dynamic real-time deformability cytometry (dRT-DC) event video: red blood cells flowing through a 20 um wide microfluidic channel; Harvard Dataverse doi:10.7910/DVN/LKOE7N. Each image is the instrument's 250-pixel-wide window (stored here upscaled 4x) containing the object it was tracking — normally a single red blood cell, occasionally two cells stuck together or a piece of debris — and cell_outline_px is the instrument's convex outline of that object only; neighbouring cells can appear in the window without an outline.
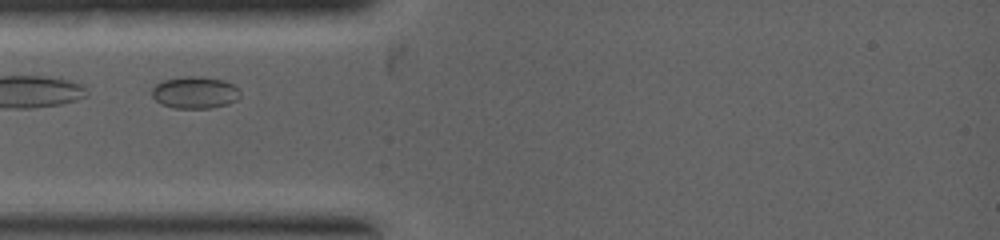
{"species": "common noctule bat (a hibernating species)", "species_latin": "Nyctalus noctula", "temperature_condition": "warm", "stored_images_in_passage": 6, "camera_frame_rate_fps": 5000, "um_per_image_px": 0.085, "animal": {"sex": "female", "body_mass_g": 19.0, "forearm_length_mm": 53.3}, "frame": {"image": 1, "passage_image": 2, "time_ms": 0.4, "image_size_px": [1000, 240], "cell_outline_px": [[240, 96], [236, 100], [228, 104], [212, 108], [172, 108], [160, 104], [152, 96], [152, 88], [156, 84], [164, 80], [184, 76], [200, 76], [224, 80], [232, 84], [240, 92]], "centroid_in_image_um": [16.55, 7.87], "position_along_channel_um": 68.4, "area_um2": 16.53}}
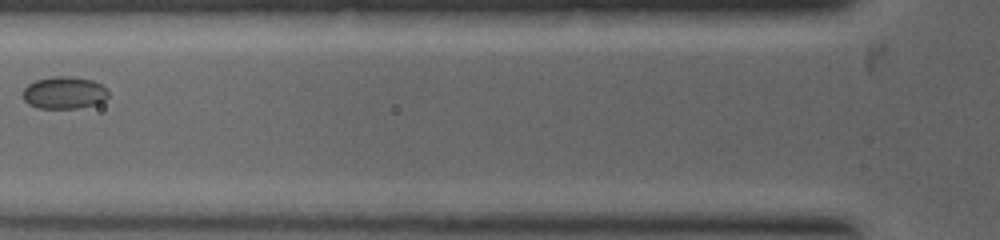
{"frame": {"image": 2, "passage_image": 4, "time_ms": 1.2, "image_size_px": [1000, 240], "cell_outline_px": [[108, 96], [104, 100], [96, 104], [76, 108], [40, 108], [28, 104], [24, 100], [24, 88], [28, 84], [36, 80], [52, 76], [72, 76], [92, 80], [108, 88]], "centroid_in_image_um": [5.47, 7.87], "position_along_channel_um": 120.3, "area_um2": 16.07}}